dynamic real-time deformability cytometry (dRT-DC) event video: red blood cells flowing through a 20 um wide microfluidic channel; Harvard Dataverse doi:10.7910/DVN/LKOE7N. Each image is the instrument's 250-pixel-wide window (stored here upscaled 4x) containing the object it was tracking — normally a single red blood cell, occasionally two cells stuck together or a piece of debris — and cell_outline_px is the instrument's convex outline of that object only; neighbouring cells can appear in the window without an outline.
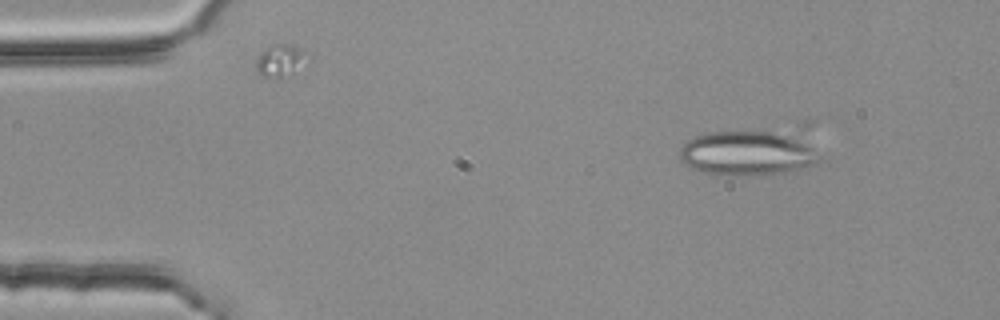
{"species": "common noctule bat (a hibernating species)", "species_latin": "Nyctalus noctula", "temperature_condition": "room temperature", "stored_images_in_passage": 5, "camera_frame_rate_fps": 3000, "um_per_image_px": 0.085, "animal": {"sex": "female", "body_mass_g": 25.1}, "frame": {"image": 1, "passage_image": 2, "time_ms": 0.333, "image_size_px": [1000, 320], "cell_outline_px": [[824, 160], [816, 164], [784, 172], [748, 176], [732, 176], [704, 172], [688, 168], [680, 160], [680, 148], [688, 140], [696, 136], [708, 132], [768, 132], [796, 136], [812, 148]], "centroid_in_image_um": [63.49, 13.05], "position_along_channel_um": 21.5, "area_um2": 36.13}}